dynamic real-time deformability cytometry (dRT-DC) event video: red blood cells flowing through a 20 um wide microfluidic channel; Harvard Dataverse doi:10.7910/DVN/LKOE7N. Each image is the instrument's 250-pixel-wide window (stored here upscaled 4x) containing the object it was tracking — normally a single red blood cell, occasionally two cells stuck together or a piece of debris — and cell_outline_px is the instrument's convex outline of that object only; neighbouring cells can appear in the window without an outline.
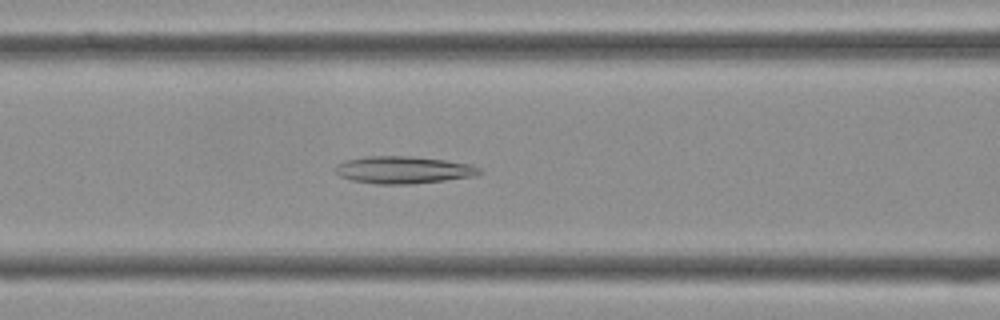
{"species": "Egyptian fruit bat (a non-hibernating species)", "species_latin": "Rousettus aegyptiacus", "temperature_condition": "cold", "stored_images_in_passage": 30, "camera_frame_rate_fps": 3000, "um_per_image_px": 0.085, "frame": {"image": 1, "passage_image": 5, "time_ms": 1.333, "image_size_px": [1000, 320], "cell_outline_px": [[484, 172], [476, 176], [412, 184], [376, 184], [352, 180], [340, 176], [336, 172], [336, 164], [344, 160], [364, 156], [408, 156], [444, 160], [472, 164], [480, 168]], "centroid_in_image_um": [34.3, 14.44], "position_along_channel_um": 132.3, "area_um2": 23.0}}
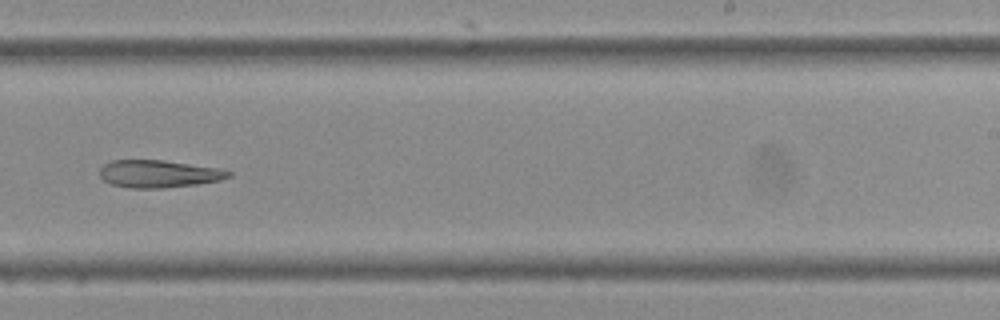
{"frame": {"image": 2, "passage_image": 14, "time_ms": 4.333, "image_size_px": [1000, 320], "cell_outline_px": [[232, 176], [220, 180], [196, 184], [164, 188], [128, 188], [112, 184], [104, 180], [100, 176], [100, 168], [104, 164], [112, 160], [164, 160], [220, 168], [232, 172]], "centroid_in_image_um": [13.5, 14.77], "position_along_channel_um": 275.5, "area_um2": 20.69}}
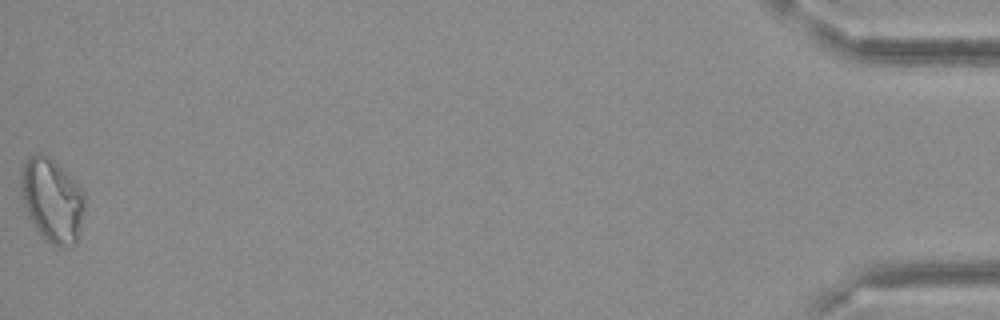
{"frame": {"image": 3, "passage_image": 30, "time_ms": 9.667, "image_size_px": [1000, 320], "cell_outline_px": [[84, 208], [76, 244], [72, 248], [60, 248], [52, 244], [36, 228], [28, 216], [20, 192], [20, 168], [24, 160], [28, 156], [36, 152], [40, 152], [48, 156], [84, 192]], "centroid_in_image_um": [4.39, 17.01], "position_along_channel_um": 430.8, "area_um2": 31.04}}